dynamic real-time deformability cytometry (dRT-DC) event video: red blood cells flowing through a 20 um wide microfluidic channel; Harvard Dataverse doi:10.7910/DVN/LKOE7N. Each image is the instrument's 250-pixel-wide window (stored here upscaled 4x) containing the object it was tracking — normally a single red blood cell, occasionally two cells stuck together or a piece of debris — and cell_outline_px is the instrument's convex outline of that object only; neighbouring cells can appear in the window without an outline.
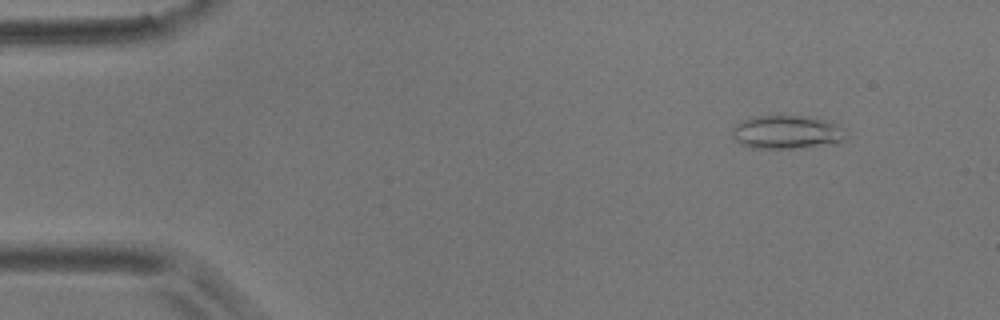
{"species": "common noctule bat (a hibernating species)", "species_latin": "Nyctalus noctula", "temperature_condition": "room temperature", "stored_images_in_passage": 5, "camera_frame_rate_fps": 3000, "um_per_image_px": 0.085, "animal": {"sex": "male", "body_mass_g": 17.9}, "frame": {"image": 1, "passage_image": 2, "time_ms": 0.333, "image_size_px": [1000, 320], "cell_outline_px": [[844, 140], [836, 144], [796, 148], [752, 148], [740, 144], [732, 136], [732, 128], [736, 124], [744, 120], [756, 116], [780, 112], [816, 116], [832, 120], [840, 124], [844, 136]], "centroid_in_image_um": [66.91, 11.17], "position_along_channel_um": 18.1, "area_um2": 23.41}}